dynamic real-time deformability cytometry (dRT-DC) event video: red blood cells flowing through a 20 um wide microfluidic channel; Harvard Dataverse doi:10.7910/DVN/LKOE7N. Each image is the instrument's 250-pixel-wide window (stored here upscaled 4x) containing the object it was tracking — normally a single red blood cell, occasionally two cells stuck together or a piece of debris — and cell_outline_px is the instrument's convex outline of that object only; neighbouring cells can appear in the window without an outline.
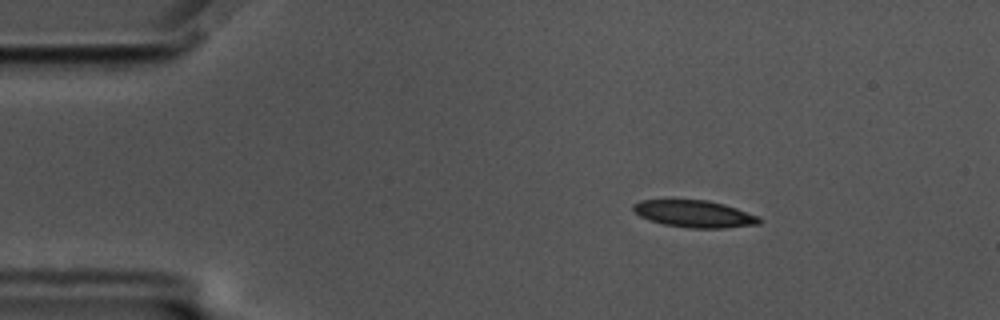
{"species": "common noctule bat (a hibernating species)", "species_latin": "Nyctalus noctula", "temperature_condition": "cold", "stored_images_in_passage": 10, "camera_frame_rate_fps": 3000, "um_per_image_px": 0.085, "animal": {"sex": "male", "body_mass_g": 17.5, "forearm_length_mm": 52.3}, "frame": {"image": 1, "passage_image": 2, "time_ms": 0.333, "image_size_px": [1000, 320], "cell_outline_px": [[764, 220], [760, 224], [724, 228], [692, 228], [664, 224], [640, 216], [632, 208], [632, 204], [640, 200], [708, 200], [724, 204], [760, 216]], "centroid_in_image_um": [59.08, 18.17], "position_along_channel_um": 25.9, "area_um2": 19.83}}